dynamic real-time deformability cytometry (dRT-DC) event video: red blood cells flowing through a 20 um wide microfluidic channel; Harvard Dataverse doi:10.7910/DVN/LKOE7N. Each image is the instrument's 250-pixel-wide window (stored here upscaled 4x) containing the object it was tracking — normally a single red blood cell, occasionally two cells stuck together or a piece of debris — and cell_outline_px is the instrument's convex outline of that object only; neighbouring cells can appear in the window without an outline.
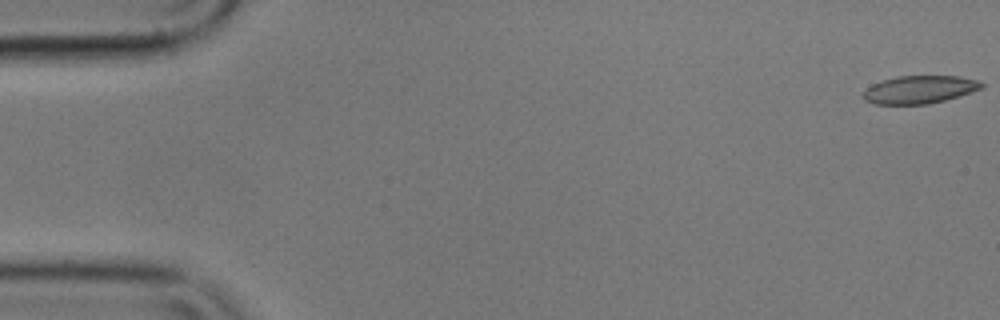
{"species": "common noctule bat (a hibernating species)", "species_latin": "Nyctalus noctula", "temperature_condition": "cold", "stored_images_in_passage": 56, "camera_frame_rate_fps": 3000, "um_per_image_px": 0.085, "animal": {"sex": "male", "body_mass_g": 17.9}, "frame": {"image": 1, "passage_image": 1, "time_ms": 0.0, "image_size_px": [1000, 320], "cell_outline_px": [[984, 88], [972, 92], [944, 100], [928, 104], [872, 104], [864, 100], [864, 92], [872, 84], [880, 80], [896, 76], [960, 76], [976, 80], [984, 84]], "centroid_in_image_um": [78.16, 7.61], "position_along_channel_um": 6.8, "area_um2": 19.25}}
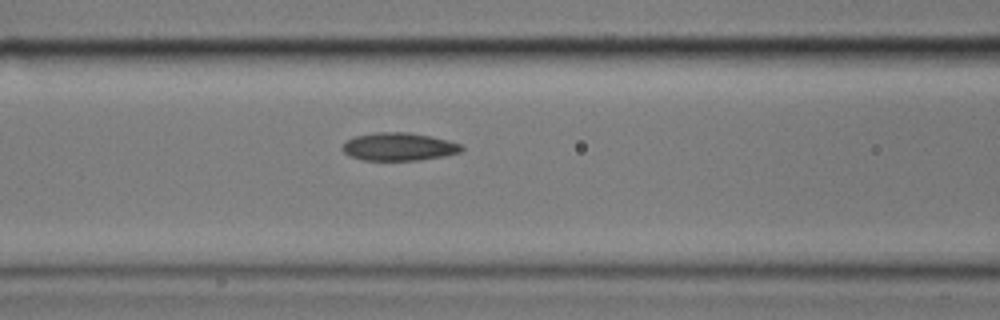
{"frame": {"image": 2, "passage_image": 23, "time_ms": 7.333, "image_size_px": [1000, 320], "cell_outline_px": [[464, 148], [460, 152], [444, 156], [420, 160], [360, 160], [348, 156], [340, 148], [348, 140], [356, 136], [376, 132], [408, 132], [432, 136], [448, 140], [460, 144]], "centroid_in_image_um": [33.89, 12.47], "position_along_channel_um": 132.7, "area_um2": 19.48}}
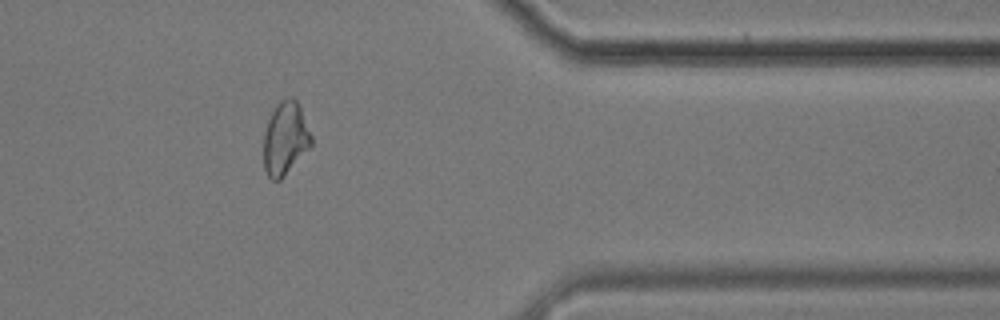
{"frame": {"image": 3, "passage_image": 46, "time_ms": 15.0, "image_size_px": [1000, 320], "cell_outline_px": [[312, 144], [284, 176], [280, 180], [272, 180], [268, 176], [264, 168], [264, 132], [268, 120], [276, 104], [280, 100], [288, 96], [292, 96], [296, 100], [300, 108], [312, 136]], "centroid_in_image_um": [24.24, 11.75], "position_along_channel_um": 387.2, "area_um2": 20.11}, "authors_computed_cell_mechanics": {"area_um2": 20.0277, "velocity_mm_per_s": 3.5674, "shape_relaxation_time_tau1_ms": null, "shape_relaxation_time_tau2_ms": 6.1811, "deformation_change_tau1": null, "deformation_change_tau2": 0.1308}}